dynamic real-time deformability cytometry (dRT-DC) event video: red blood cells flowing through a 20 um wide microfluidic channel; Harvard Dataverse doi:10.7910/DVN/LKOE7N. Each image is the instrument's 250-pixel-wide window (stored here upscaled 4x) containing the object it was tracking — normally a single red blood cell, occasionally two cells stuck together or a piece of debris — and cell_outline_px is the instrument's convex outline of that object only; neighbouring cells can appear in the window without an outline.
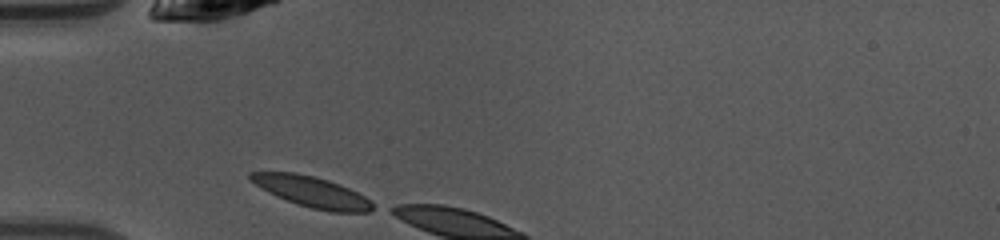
{"species": "common noctule bat (a hibernating species)", "species_latin": "Nyctalus noctula", "temperature_condition": "warm", "stored_images_in_passage": 3, "camera_frame_rate_fps": 3000, "um_per_image_px": 0.085, "animal": {"sex": "female", "body_mass_g": 10.0, "forearm_length_mm": 53.1}, "frame": {"image": 1, "passage_image": 1, "time_ms": 0.0, "image_size_px": [1000, 240], "cell_outline_px": [[376, 208], [368, 212], [332, 212], [312, 208], [296, 204], [268, 192], [256, 184], [248, 176], [248, 172], [296, 172], [328, 180], [340, 184], [372, 200]], "centroid_in_image_um": [26.55, 16.31], "position_along_channel_um": 58.4, "area_um2": 21.79}}